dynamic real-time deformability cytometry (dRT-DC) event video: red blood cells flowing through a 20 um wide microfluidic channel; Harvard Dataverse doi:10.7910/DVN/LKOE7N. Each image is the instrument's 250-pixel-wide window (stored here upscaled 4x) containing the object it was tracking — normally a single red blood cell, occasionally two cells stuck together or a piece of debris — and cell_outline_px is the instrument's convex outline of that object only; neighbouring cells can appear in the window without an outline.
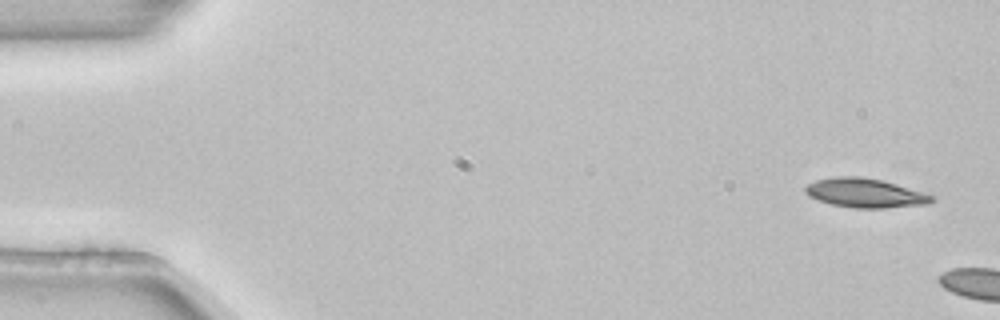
{"species": "common noctule bat (a hibernating species)", "species_latin": "Nyctalus noctula", "temperature_condition": "room temperature", "stored_images_in_passage": 2, "camera_frame_rate_fps": 3000, "um_per_image_px": 0.085, "animal": {"sex": "female", "body_mass_g": 22.7, "forearm_length_mm": 54.2}, "frame": {"image": 1, "passage_image": 1, "time_ms": 0.0, "image_size_px": [1000, 320], "cell_outline_px": [[936, 200], [928, 204], [884, 208], [852, 208], [832, 204], [808, 196], [804, 192], [804, 188], [808, 184], [816, 180], [836, 176], [860, 176], [880, 180], [896, 184], [936, 196]], "centroid_in_image_um": [73.55, 16.41], "position_along_channel_um": 11.5, "area_um2": 21.5}}